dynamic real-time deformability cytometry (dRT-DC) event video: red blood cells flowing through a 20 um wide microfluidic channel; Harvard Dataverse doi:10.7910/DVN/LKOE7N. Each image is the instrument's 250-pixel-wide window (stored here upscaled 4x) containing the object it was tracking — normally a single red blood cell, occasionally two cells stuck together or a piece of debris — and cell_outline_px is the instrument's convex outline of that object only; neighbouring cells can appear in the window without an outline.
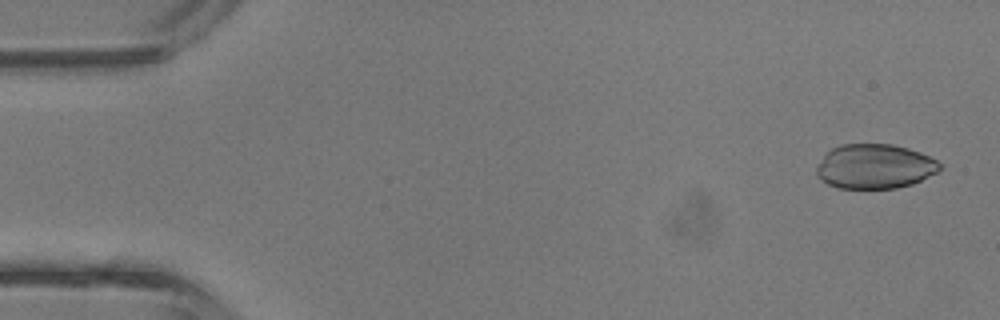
{"species": "common noctule bat (a hibernating species)", "species_latin": "Nyctalus noctula", "temperature_condition": "room temperature", "stored_images_in_passage": 9, "camera_frame_rate_fps": 3000, "um_per_image_px": 0.085, "animal": {"sex": "male", "body_mass_g": 13.3}, "frame": {"image": 1, "passage_image": 2, "time_ms": 0.333, "image_size_px": [1000, 320], "cell_outline_px": [[940, 168], [936, 172], [912, 184], [896, 188], [840, 188], [828, 184], [816, 176], [816, 168], [824, 156], [832, 148], [840, 144], [892, 144], [908, 148], [920, 152], [936, 160], [940, 164]], "centroid_in_image_um": [74.33, 14.14], "position_along_channel_um": 10.7, "area_um2": 31.79}}